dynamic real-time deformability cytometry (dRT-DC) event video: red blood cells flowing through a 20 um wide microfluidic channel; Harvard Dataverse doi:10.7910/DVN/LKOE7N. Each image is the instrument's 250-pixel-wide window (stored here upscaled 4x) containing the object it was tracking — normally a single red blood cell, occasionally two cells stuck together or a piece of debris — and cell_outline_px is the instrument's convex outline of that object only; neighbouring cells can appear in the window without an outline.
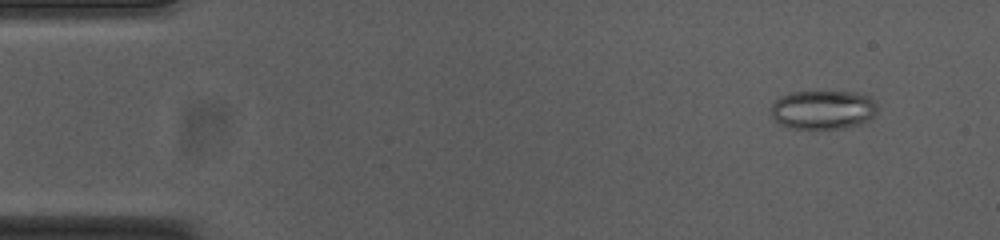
{"species": "common noctule bat (a hibernating species)", "species_latin": "Nyctalus noctula", "temperature_condition": "cold", "stored_images_in_passage": 54, "camera_frame_rate_fps": 3000, "um_per_image_px": 0.085, "animal": {"sex": "female", "body_mass_g": 23.0, "forearm_length_mm": 53.4}, "frame": {"image": 1, "passage_image": 5, "time_ms": 1.333, "image_size_px": [1000, 240], "cell_outline_px": [[876, 112], [868, 120], [860, 124], [844, 128], [788, 128], [780, 124], [772, 116], [768, 108], [780, 96], [792, 92], [856, 92], [868, 96], [876, 104]], "centroid_in_image_um": [69.91, 9.32], "position_along_channel_um": 15.1, "area_um2": 24.1}}
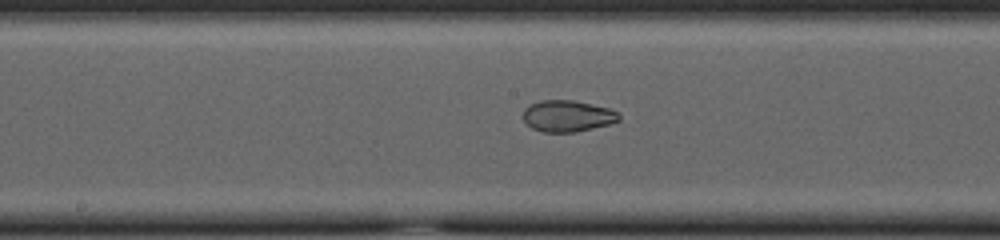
{"frame": {"image": 2, "passage_image": 28, "time_ms": 9.0, "image_size_px": [1000, 240], "cell_outline_px": [[620, 120], [608, 124], [576, 132], [544, 132], [532, 128], [524, 120], [524, 108], [540, 100], [572, 100], [592, 104], [608, 108], [620, 112]], "centroid_in_image_um": [48.26, 9.86], "position_along_channel_um": 199.9, "area_um2": 17.46}}
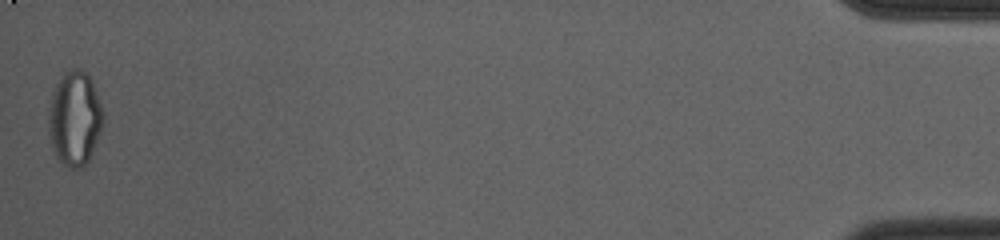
{"frame": {"image": 3, "passage_image": 54, "time_ms": 17.667, "image_size_px": [1000, 240], "cell_outline_px": [[104, 120], [100, 132], [88, 160], [80, 168], [72, 168], [64, 164], [56, 156], [52, 148], [48, 128], [48, 108], [52, 92], [60, 76], [64, 72], [72, 68], [80, 68], [88, 72], [92, 80], [104, 112]], "centroid_in_image_um": [6.34, 10.0], "position_along_channel_um": 428.9, "area_um2": 30.29}, "authors_computed_cell_mechanics": {"area_um2": 23.7269, "velocity_mm_per_s": 3.7647, "shape_relaxation_time_tau1_ms": null, "shape_relaxation_time_tau2_ms": 2.106, "deformation_change_tau1": null, "deformation_change_tau2": 0.0602}}